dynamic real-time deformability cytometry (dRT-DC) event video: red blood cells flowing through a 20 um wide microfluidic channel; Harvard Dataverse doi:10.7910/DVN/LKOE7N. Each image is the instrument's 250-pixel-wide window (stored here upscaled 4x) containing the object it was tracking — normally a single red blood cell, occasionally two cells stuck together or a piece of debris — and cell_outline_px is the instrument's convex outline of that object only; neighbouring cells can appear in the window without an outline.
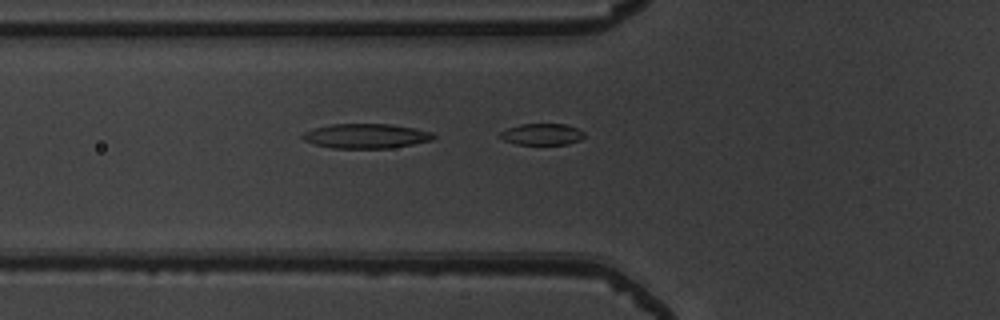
{"species": "common noctule bat (a hibernating species)", "species_latin": "Nyctalus noctula", "temperature_condition": "warm", "stored_images_in_passage": 20, "segment_of_instrument_passage": [2, 2], "camera_frame_rate_fps": 3000, "um_per_image_px": 0.085, "animal": {"sex": "male", "body_mass_g": 19.5, "forearm_length_mm": 54.6}, "frame": {"image": 1, "passage_image": 20, "time_ms": 6.333, "image_size_px": [1000, 320], "cell_outline_px": [[584, 136], [580, 140], [568, 144], [516, 144], [504, 140], [496, 136], [500, 132], [508, 128], [520, 124], [564, 124], [580, 128], [584, 132]], "centroid_in_image_um": [46.06, 11.41], "position_along_channel_um": 79.7, "area_um2": 10.64}}